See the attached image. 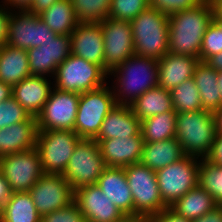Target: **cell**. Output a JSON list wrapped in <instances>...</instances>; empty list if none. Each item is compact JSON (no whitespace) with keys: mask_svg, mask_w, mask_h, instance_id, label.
<instances>
[{"mask_svg":"<svg viewBox=\"0 0 222 222\" xmlns=\"http://www.w3.org/2000/svg\"><path fill=\"white\" fill-rule=\"evenodd\" d=\"M214 15V5L206 0L196 7L170 14L169 53L199 58L203 35Z\"/></svg>","mask_w":222,"mask_h":222,"instance_id":"cell-1","label":"cell"},{"mask_svg":"<svg viewBox=\"0 0 222 222\" xmlns=\"http://www.w3.org/2000/svg\"><path fill=\"white\" fill-rule=\"evenodd\" d=\"M158 67L157 59L132 55L110 72L108 82L116 105L130 106L147 90L158 86Z\"/></svg>","mask_w":222,"mask_h":222,"instance_id":"cell-2","label":"cell"},{"mask_svg":"<svg viewBox=\"0 0 222 222\" xmlns=\"http://www.w3.org/2000/svg\"><path fill=\"white\" fill-rule=\"evenodd\" d=\"M215 137L213 112L202 109L177 114L175 138L184 155L206 159L212 150Z\"/></svg>","mask_w":222,"mask_h":222,"instance_id":"cell-3","label":"cell"},{"mask_svg":"<svg viewBox=\"0 0 222 222\" xmlns=\"http://www.w3.org/2000/svg\"><path fill=\"white\" fill-rule=\"evenodd\" d=\"M135 55L160 60L169 53L168 15L148 7L130 21Z\"/></svg>","mask_w":222,"mask_h":222,"instance_id":"cell-4","label":"cell"},{"mask_svg":"<svg viewBox=\"0 0 222 222\" xmlns=\"http://www.w3.org/2000/svg\"><path fill=\"white\" fill-rule=\"evenodd\" d=\"M108 74L99 66L82 57L70 54L56 70L54 88L82 94L108 83Z\"/></svg>","mask_w":222,"mask_h":222,"instance_id":"cell-5","label":"cell"},{"mask_svg":"<svg viewBox=\"0 0 222 222\" xmlns=\"http://www.w3.org/2000/svg\"><path fill=\"white\" fill-rule=\"evenodd\" d=\"M116 106L109 84L80 95L74 132L81 139H95L108 113Z\"/></svg>","mask_w":222,"mask_h":222,"instance_id":"cell-6","label":"cell"},{"mask_svg":"<svg viewBox=\"0 0 222 222\" xmlns=\"http://www.w3.org/2000/svg\"><path fill=\"white\" fill-rule=\"evenodd\" d=\"M200 160L185 155L179 161L156 171L159 192L166 207L198 186Z\"/></svg>","mask_w":222,"mask_h":222,"instance_id":"cell-7","label":"cell"},{"mask_svg":"<svg viewBox=\"0 0 222 222\" xmlns=\"http://www.w3.org/2000/svg\"><path fill=\"white\" fill-rule=\"evenodd\" d=\"M80 140L71 130H38L35 148L44 173L63 174Z\"/></svg>","mask_w":222,"mask_h":222,"instance_id":"cell-8","label":"cell"},{"mask_svg":"<svg viewBox=\"0 0 222 222\" xmlns=\"http://www.w3.org/2000/svg\"><path fill=\"white\" fill-rule=\"evenodd\" d=\"M129 188L131 189L134 215L149 217L166 209L156 179V171L141 163L124 167Z\"/></svg>","mask_w":222,"mask_h":222,"instance_id":"cell-9","label":"cell"},{"mask_svg":"<svg viewBox=\"0 0 222 222\" xmlns=\"http://www.w3.org/2000/svg\"><path fill=\"white\" fill-rule=\"evenodd\" d=\"M106 167L98 142L81 139L62 175L75 191L79 187L96 184Z\"/></svg>","mask_w":222,"mask_h":222,"instance_id":"cell-10","label":"cell"},{"mask_svg":"<svg viewBox=\"0 0 222 222\" xmlns=\"http://www.w3.org/2000/svg\"><path fill=\"white\" fill-rule=\"evenodd\" d=\"M0 172L7 180L12 192H28L44 174L36 148L2 156Z\"/></svg>","mask_w":222,"mask_h":222,"instance_id":"cell-11","label":"cell"},{"mask_svg":"<svg viewBox=\"0 0 222 222\" xmlns=\"http://www.w3.org/2000/svg\"><path fill=\"white\" fill-rule=\"evenodd\" d=\"M57 35L38 15L27 10H11L6 39L9 46L28 50L40 47Z\"/></svg>","mask_w":222,"mask_h":222,"instance_id":"cell-12","label":"cell"},{"mask_svg":"<svg viewBox=\"0 0 222 222\" xmlns=\"http://www.w3.org/2000/svg\"><path fill=\"white\" fill-rule=\"evenodd\" d=\"M80 95L53 87L47 102L36 116L38 130L74 131Z\"/></svg>","mask_w":222,"mask_h":222,"instance_id":"cell-13","label":"cell"},{"mask_svg":"<svg viewBox=\"0 0 222 222\" xmlns=\"http://www.w3.org/2000/svg\"><path fill=\"white\" fill-rule=\"evenodd\" d=\"M99 24L104 40V71L109 74L135 55L133 33L130 21L108 17Z\"/></svg>","mask_w":222,"mask_h":222,"instance_id":"cell-14","label":"cell"},{"mask_svg":"<svg viewBox=\"0 0 222 222\" xmlns=\"http://www.w3.org/2000/svg\"><path fill=\"white\" fill-rule=\"evenodd\" d=\"M28 192L41 217L74 202V190L62 174L44 173Z\"/></svg>","mask_w":222,"mask_h":222,"instance_id":"cell-15","label":"cell"},{"mask_svg":"<svg viewBox=\"0 0 222 222\" xmlns=\"http://www.w3.org/2000/svg\"><path fill=\"white\" fill-rule=\"evenodd\" d=\"M71 54L70 35H57L40 47L27 50L31 75L53 78L58 65Z\"/></svg>","mask_w":222,"mask_h":222,"instance_id":"cell-16","label":"cell"},{"mask_svg":"<svg viewBox=\"0 0 222 222\" xmlns=\"http://www.w3.org/2000/svg\"><path fill=\"white\" fill-rule=\"evenodd\" d=\"M74 202L87 222H115L124 216L96 184L77 188Z\"/></svg>","mask_w":222,"mask_h":222,"instance_id":"cell-17","label":"cell"},{"mask_svg":"<svg viewBox=\"0 0 222 222\" xmlns=\"http://www.w3.org/2000/svg\"><path fill=\"white\" fill-rule=\"evenodd\" d=\"M71 54L104 70V40L99 23L80 22L70 34Z\"/></svg>","mask_w":222,"mask_h":222,"instance_id":"cell-18","label":"cell"},{"mask_svg":"<svg viewBox=\"0 0 222 222\" xmlns=\"http://www.w3.org/2000/svg\"><path fill=\"white\" fill-rule=\"evenodd\" d=\"M107 167H125L140 163L144 140L141 133L128 138L95 140Z\"/></svg>","mask_w":222,"mask_h":222,"instance_id":"cell-19","label":"cell"},{"mask_svg":"<svg viewBox=\"0 0 222 222\" xmlns=\"http://www.w3.org/2000/svg\"><path fill=\"white\" fill-rule=\"evenodd\" d=\"M53 87V78L31 75L12 87V96L30 116L36 117Z\"/></svg>","mask_w":222,"mask_h":222,"instance_id":"cell-20","label":"cell"},{"mask_svg":"<svg viewBox=\"0 0 222 222\" xmlns=\"http://www.w3.org/2000/svg\"><path fill=\"white\" fill-rule=\"evenodd\" d=\"M96 185L124 215H134L133 197L124 167H106Z\"/></svg>","mask_w":222,"mask_h":222,"instance_id":"cell-21","label":"cell"},{"mask_svg":"<svg viewBox=\"0 0 222 222\" xmlns=\"http://www.w3.org/2000/svg\"><path fill=\"white\" fill-rule=\"evenodd\" d=\"M38 125L36 117L0 129V158L36 147Z\"/></svg>","mask_w":222,"mask_h":222,"instance_id":"cell-22","label":"cell"},{"mask_svg":"<svg viewBox=\"0 0 222 222\" xmlns=\"http://www.w3.org/2000/svg\"><path fill=\"white\" fill-rule=\"evenodd\" d=\"M199 58L167 53L158 60V86L171 91L191 79Z\"/></svg>","mask_w":222,"mask_h":222,"instance_id":"cell-23","label":"cell"},{"mask_svg":"<svg viewBox=\"0 0 222 222\" xmlns=\"http://www.w3.org/2000/svg\"><path fill=\"white\" fill-rule=\"evenodd\" d=\"M141 131V121L130 106L116 105L105 117L100 132L94 140L128 138L137 136Z\"/></svg>","mask_w":222,"mask_h":222,"instance_id":"cell-24","label":"cell"},{"mask_svg":"<svg viewBox=\"0 0 222 222\" xmlns=\"http://www.w3.org/2000/svg\"><path fill=\"white\" fill-rule=\"evenodd\" d=\"M29 76L27 50L4 44L0 48V81L13 87Z\"/></svg>","mask_w":222,"mask_h":222,"instance_id":"cell-25","label":"cell"},{"mask_svg":"<svg viewBox=\"0 0 222 222\" xmlns=\"http://www.w3.org/2000/svg\"><path fill=\"white\" fill-rule=\"evenodd\" d=\"M198 88L202 109L215 112L222 105L220 89L218 87V73L205 61H199L192 77Z\"/></svg>","mask_w":222,"mask_h":222,"instance_id":"cell-26","label":"cell"},{"mask_svg":"<svg viewBox=\"0 0 222 222\" xmlns=\"http://www.w3.org/2000/svg\"><path fill=\"white\" fill-rule=\"evenodd\" d=\"M176 138L159 142L144 143L140 163L153 171L162 169L184 157Z\"/></svg>","mask_w":222,"mask_h":222,"instance_id":"cell-27","label":"cell"},{"mask_svg":"<svg viewBox=\"0 0 222 222\" xmlns=\"http://www.w3.org/2000/svg\"><path fill=\"white\" fill-rule=\"evenodd\" d=\"M130 107L140 121L153 115L175 111L171 92L159 86L147 90Z\"/></svg>","mask_w":222,"mask_h":222,"instance_id":"cell-28","label":"cell"},{"mask_svg":"<svg viewBox=\"0 0 222 222\" xmlns=\"http://www.w3.org/2000/svg\"><path fill=\"white\" fill-rule=\"evenodd\" d=\"M38 16L51 31L58 35H70L80 23L71 0L55 1Z\"/></svg>","mask_w":222,"mask_h":222,"instance_id":"cell-29","label":"cell"},{"mask_svg":"<svg viewBox=\"0 0 222 222\" xmlns=\"http://www.w3.org/2000/svg\"><path fill=\"white\" fill-rule=\"evenodd\" d=\"M217 205L215 199L198 185L179 198L170 208L192 221L202 217Z\"/></svg>","mask_w":222,"mask_h":222,"instance_id":"cell-30","label":"cell"},{"mask_svg":"<svg viewBox=\"0 0 222 222\" xmlns=\"http://www.w3.org/2000/svg\"><path fill=\"white\" fill-rule=\"evenodd\" d=\"M177 113L169 111L150 116L141 121V135L144 143L159 142L175 138Z\"/></svg>","mask_w":222,"mask_h":222,"instance_id":"cell-31","label":"cell"},{"mask_svg":"<svg viewBox=\"0 0 222 222\" xmlns=\"http://www.w3.org/2000/svg\"><path fill=\"white\" fill-rule=\"evenodd\" d=\"M3 222H41L29 192H13L3 205Z\"/></svg>","mask_w":222,"mask_h":222,"instance_id":"cell-32","label":"cell"},{"mask_svg":"<svg viewBox=\"0 0 222 222\" xmlns=\"http://www.w3.org/2000/svg\"><path fill=\"white\" fill-rule=\"evenodd\" d=\"M170 92L173 109L177 114L202 110L200 94L193 78L177 85Z\"/></svg>","mask_w":222,"mask_h":222,"instance_id":"cell-33","label":"cell"},{"mask_svg":"<svg viewBox=\"0 0 222 222\" xmlns=\"http://www.w3.org/2000/svg\"><path fill=\"white\" fill-rule=\"evenodd\" d=\"M198 185L209 193L218 205H222V166L201 159Z\"/></svg>","mask_w":222,"mask_h":222,"instance_id":"cell-34","label":"cell"},{"mask_svg":"<svg viewBox=\"0 0 222 222\" xmlns=\"http://www.w3.org/2000/svg\"><path fill=\"white\" fill-rule=\"evenodd\" d=\"M111 0H71L79 22L99 23L109 17Z\"/></svg>","mask_w":222,"mask_h":222,"instance_id":"cell-35","label":"cell"},{"mask_svg":"<svg viewBox=\"0 0 222 222\" xmlns=\"http://www.w3.org/2000/svg\"><path fill=\"white\" fill-rule=\"evenodd\" d=\"M148 7H150V0H111L109 17L132 21Z\"/></svg>","mask_w":222,"mask_h":222,"instance_id":"cell-36","label":"cell"},{"mask_svg":"<svg viewBox=\"0 0 222 222\" xmlns=\"http://www.w3.org/2000/svg\"><path fill=\"white\" fill-rule=\"evenodd\" d=\"M30 115L13 96L0 103V129L26 121Z\"/></svg>","mask_w":222,"mask_h":222,"instance_id":"cell-37","label":"cell"},{"mask_svg":"<svg viewBox=\"0 0 222 222\" xmlns=\"http://www.w3.org/2000/svg\"><path fill=\"white\" fill-rule=\"evenodd\" d=\"M220 52H222V31L212 22L203 35L199 60L206 62Z\"/></svg>","mask_w":222,"mask_h":222,"instance_id":"cell-38","label":"cell"},{"mask_svg":"<svg viewBox=\"0 0 222 222\" xmlns=\"http://www.w3.org/2000/svg\"><path fill=\"white\" fill-rule=\"evenodd\" d=\"M41 222H87L78 205L72 202L65 208L55 210L41 217Z\"/></svg>","mask_w":222,"mask_h":222,"instance_id":"cell-39","label":"cell"},{"mask_svg":"<svg viewBox=\"0 0 222 222\" xmlns=\"http://www.w3.org/2000/svg\"><path fill=\"white\" fill-rule=\"evenodd\" d=\"M204 0H150V7L167 14L188 10L201 4Z\"/></svg>","mask_w":222,"mask_h":222,"instance_id":"cell-40","label":"cell"},{"mask_svg":"<svg viewBox=\"0 0 222 222\" xmlns=\"http://www.w3.org/2000/svg\"><path fill=\"white\" fill-rule=\"evenodd\" d=\"M148 222H192L185 217L174 212L170 207L163 209L157 214L151 215L148 218Z\"/></svg>","mask_w":222,"mask_h":222,"instance_id":"cell-41","label":"cell"},{"mask_svg":"<svg viewBox=\"0 0 222 222\" xmlns=\"http://www.w3.org/2000/svg\"><path fill=\"white\" fill-rule=\"evenodd\" d=\"M11 10L0 2V48L6 44Z\"/></svg>","mask_w":222,"mask_h":222,"instance_id":"cell-42","label":"cell"},{"mask_svg":"<svg viewBox=\"0 0 222 222\" xmlns=\"http://www.w3.org/2000/svg\"><path fill=\"white\" fill-rule=\"evenodd\" d=\"M206 159L222 166V134H216L212 150Z\"/></svg>","mask_w":222,"mask_h":222,"instance_id":"cell-43","label":"cell"},{"mask_svg":"<svg viewBox=\"0 0 222 222\" xmlns=\"http://www.w3.org/2000/svg\"><path fill=\"white\" fill-rule=\"evenodd\" d=\"M192 222H222V205H217L202 217L192 220Z\"/></svg>","mask_w":222,"mask_h":222,"instance_id":"cell-44","label":"cell"},{"mask_svg":"<svg viewBox=\"0 0 222 222\" xmlns=\"http://www.w3.org/2000/svg\"><path fill=\"white\" fill-rule=\"evenodd\" d=\"M55 1L58 0H33L27 11L39 15L44 10L48 9L52 4H54Z\"/></svg>","mask_w":222,"mask_h":222,"instance_id":"cell-45","label":"cell"},{"mask_svg":"<svg viewBox=\"0 0 222 222\" xmlns=\"http://www.w3.org/2000/svg\"><path fill=\"white\" fill-rule=\"evenodd\" d=\"M10 10H27L33 0H0Z\"/></svg>","mask_w":222,"mask_h":222,"instance_id":"cell-46","label":"cell"},{"mask_svg":"<svg viewBox=\"0 0 222 222\" xmlns=\"http://www.w3.org/2000/svg\"><path fill=\"white\" fill-rule=\"evenodd\" d=\"M12 190L5 177L0 172V204L4 205L12 195Z\"/></svg>","mask_w":222,"mask_h":222,"instance_id":"cell-47","label":"cell"},{"mask_svg":"<svg viewBox=\"0 0 222 222\" xmlns=\"http://www.w3.org/2000/svg\"><path fill=\"white\" fill-rule=\"evenodd\" d=\"M12 94V86L0 81V103L10 98Z\"/></svg>","mask_w":222,"mask_h":222,"instance_id":"cell-48","label":"cell"},{"mask_svg":"<svg viewBox=\"0 0 222 222\" xmlns=\"http://www.w3.org/2000/svg\"><path fill=\"white\" fill-rule=\"evenodd\" d=\"M206 62L215 70L222 71V52L210 57Z\"/></svg>","mask_w":222,"mask_h":222,"instance_id":"cell-49","label":"cell"},{"mask_svg":"<svg viewBox=\"0 0 222 222\" xmlns=\"http://www.w3.org/2000/svg\"><path fill=\"white\" fill-rule=\"evenodd\" d=\"M215 120L216 134H222V105L218 110L213 112Z\"/></svg>","mask_w":222,"mask_h":222,"instance_id":"cell-50","label":"cell"},{"mask_svg":"<svg viewBox=\"0 0 222 222\" xmlns=\"http://www.w3.org/2000/svg\"><path fill=\"white\" fill-rule=\"evenodd\" d=\"M115 222H148V219L140 215H124L120 220Z\"/></svg>","mask_w":222,"mask_h":222,"instance_id":"cell-51","label":"cell"},{"mask_svg":"<svg viewBox=\"0 0 222 222\" xmlns=\"http://www.w3.org/2000/svg\"><path fill=\"white\" fill-rule=\"evenodd\" d=\"M215 15L222 19V0H216L214 3Z\"/></svg>","mask_w":222,"mask_h":222,"instance_id":"cell-52","label":"cell"},{"mask_svg":"<svg viewBox=\"0 0 222 222\" xmlns=\"http://www.w3.org/2000/svg\"><path fill=\"white\" fill-rule=\"evenodd\" d=\"M212 22L222 31V19L221 18H218L216 15H214Z\"/></svg>","mask_w":222,"mask_h":222,"instance_id":"cell-53","label":"cell"},{"mask_svg":"<svg viewBox=\"0 0 222 222\" xmlns=\"http://www.w3.org/2000/svg\"><path fill=\"white\" fill-rule=\"evenodd\" d=\"M218 73V87L220 89V94L222 98V71H217Z\"/></svg>","mask_w":222,"mask_h":222,"instance_id":"cell-54","label":"cell"},{"mask_svg":"<svg viewBox=\"0 0 222 222\" xmlns=\"http://www.w3.org/2000/svg\"><path fill=\"white\" fill-rule=\"evenodd\" d=\"M0 222H3V205L0 204Z\"/></svg>","mask_w":222,"mask_h":222,"instance_id":"cell-55","label":"cell"},{"mask_svg":"<svg viewBox=\"0 0 222 222\" xmlns=\"http://www.w3.org/2000/svg\"><path fill=\"white\" fill-rule=\"evenodd\" d=\"M206 1L211 2L213 4L216 0H206Z\"/></svg>","mask_w":222,"mask_h":222,"instance_id":"cell-56","label":"cell"}]
</instances>
